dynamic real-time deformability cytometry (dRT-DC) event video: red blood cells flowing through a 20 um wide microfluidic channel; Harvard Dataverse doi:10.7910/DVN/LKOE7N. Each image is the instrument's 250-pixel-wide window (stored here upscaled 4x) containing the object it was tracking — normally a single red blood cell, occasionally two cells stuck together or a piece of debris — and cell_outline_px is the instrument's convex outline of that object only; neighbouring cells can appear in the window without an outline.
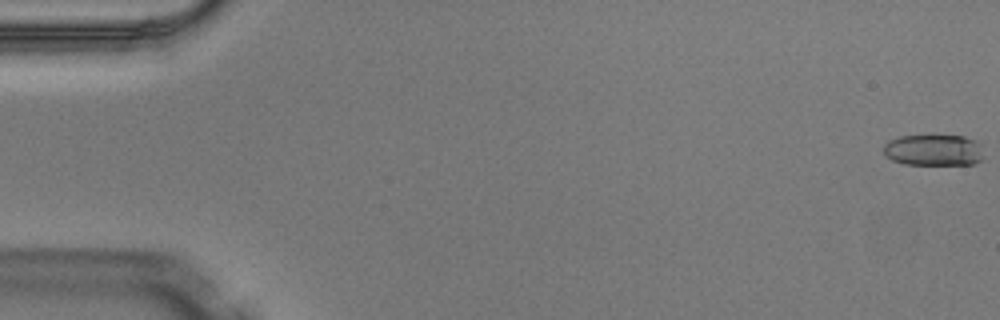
{"species": "Egyptian fruit bat (a non-hibernating species)", "species_latin": "Rousettus aegyptiacus", "temperature_condition": "warm", "stored_images_in_passage": 4, "camera_frame_rate_fps": 3000, "um_per_image_px": 0.085, "animal": {"sex": "male"}, "frame": {"image": 1, "passage_image": 1, "time_ms": 0.0, "image_size_px": [1000, 320], "cell_outline_px": [[980, 160], [972, 164], [904, 164], [892, 160], [884, 152], [884, 144], [888, 140], [900, 136], [928, 132], [932, 132], [964, 136], [976, 140], [980, 144]], "centroid_in_image_um": [79.31, 12.68], "position_along_channel_um": 5.7, "area_um2": 18.96}}
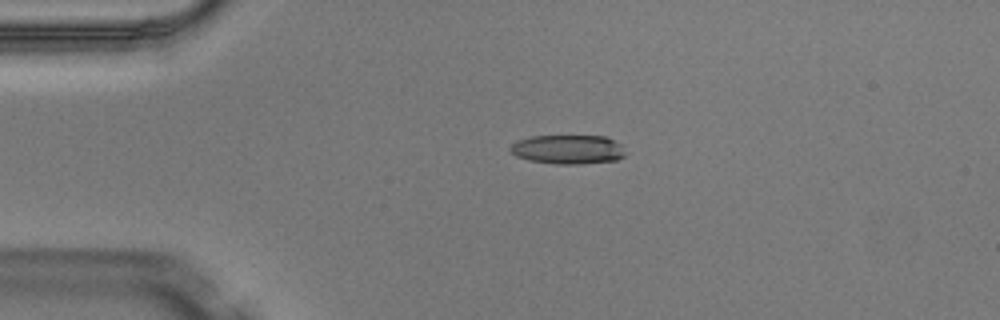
{"frame": {"image": 2, "passage_image": 3, "time_ms": 0.667, "image_size_px": [1000, 320], "cell_outline_px": [[624, 156], [616, 160], [580, 164], [556, 164], [528, 160], [516, 156], [508, 148], [512, 144], [520, 140], [532, 136], [608, 136], [620, 144], [624, 152]], "centroid_in_image_um": [48.28, 12.7], "position_along_channel_um": 36.7, "area_um2": 19.48}}